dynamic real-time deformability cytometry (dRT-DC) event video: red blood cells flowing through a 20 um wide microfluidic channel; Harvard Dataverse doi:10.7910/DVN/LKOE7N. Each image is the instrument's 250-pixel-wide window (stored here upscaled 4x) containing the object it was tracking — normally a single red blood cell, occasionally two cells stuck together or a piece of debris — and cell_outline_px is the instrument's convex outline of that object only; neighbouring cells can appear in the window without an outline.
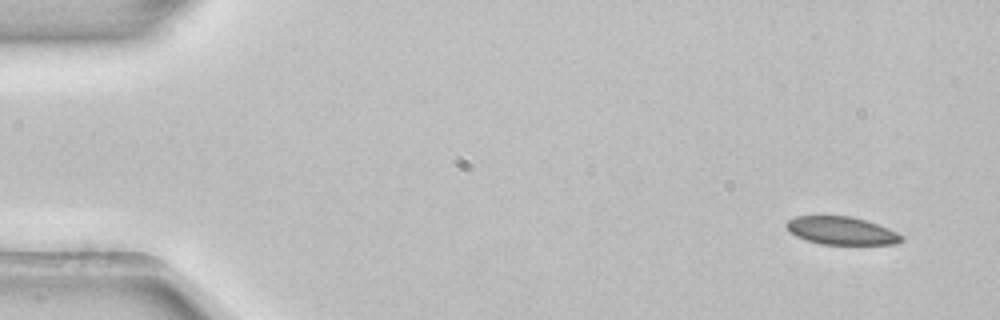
{"species": "common noctule bat (a hibernating species)", "species_latin": "Nyctalus noctula", "temperature_condition": "room temperature", "stored_images_in_passage": 13, "camera_frame_rate_fps": 3000, "um_per_image_px": 0.085, "animal": {"sex": "female", "body_mass_g": 22.7, "forearm_length_mm": 54.2}, "frame": {"image": 1, "passage_image": 1, "time_ms": 0.0, "image_size_px": [1000, 320], "cell_outline_px": [[904, 240], [896, 244], [820, 244], [796, 236], [788, 232], [784, 224], [788, 220], [796, 216], [852, 216], [888, 228], [904, 236]], "centroid_in_image_um": [71.5, 19.61], "position_along_channel_um": 13.5, "area_um2": 18.73}}